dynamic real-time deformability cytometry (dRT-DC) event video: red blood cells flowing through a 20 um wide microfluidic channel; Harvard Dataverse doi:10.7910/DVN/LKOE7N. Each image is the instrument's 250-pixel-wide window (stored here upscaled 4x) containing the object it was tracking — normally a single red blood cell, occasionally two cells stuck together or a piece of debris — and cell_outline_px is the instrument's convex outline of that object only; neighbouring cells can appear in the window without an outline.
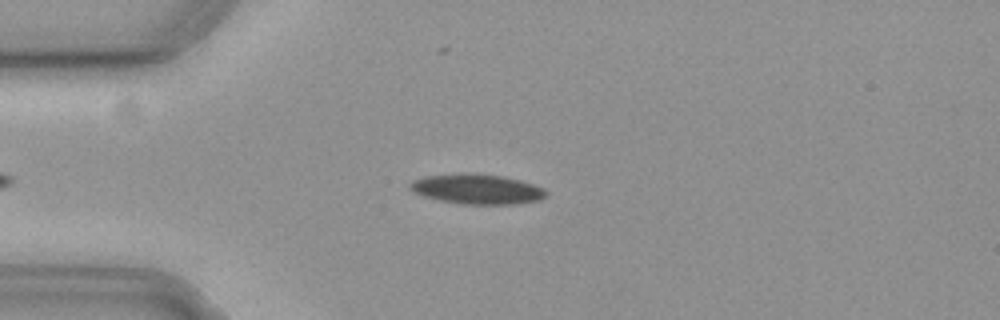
{"species": "common noctule bat (a hibernating species)", "species_latin": "Nyctalus noctula", "temperature_condition": "cold", "stored_images_in_passage": 46, "camera_frame_rate_fps": 3000, "um_per_image_px": 0.085, "animal": {"sex": "female", "body_mass_g": 19.3, "forearm_length_mm": 54.1}, "frame": {"image": 1, "passage_image": 8, "time_ms": 2.333, "image_size_px": [1000, 320], "cell_outline_px": [[548, 196], [540, 200], [516, 204], [464, 204], [440, 200], [424, 196], [412, 192], [408, 188], [408, 184], [412, 180], [424, 176], [500, 176], [520, 180], [544, 188], [548, 192]], "centroid_in_image_um": [40.59, 16.13], "position_along_channel_um": 44.4, "area_um2": 22.89}}
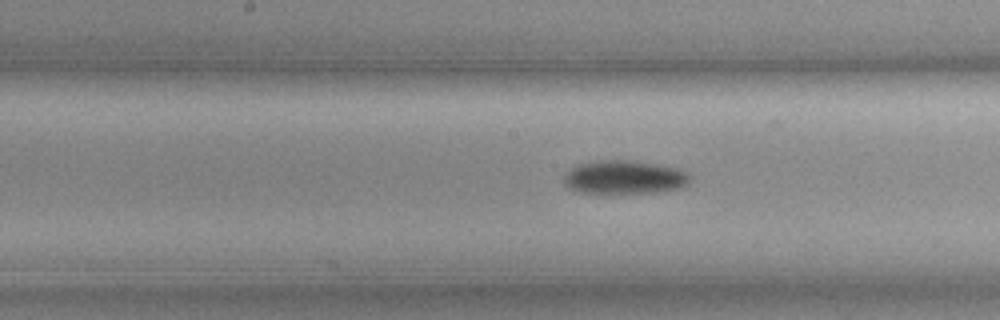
{"frame": {"image": 2, "passage_image": 22, "time_ms": 7.0, "image_size_px": [1000, 320], "cell_outline_px": [[692, 176], [688, 184], [680, 188], [660, 192], [600, 196], [580, 192], [568, 188], [564, 184], [564, 176], [576, 164], [600, 160], [632, 160], [656, 164], [676, 168], [688, 172]], "centroid_in_image_um": [53.06, 15.11], "position_along_channel_um": 195.1, "area_um2": 25.72}}
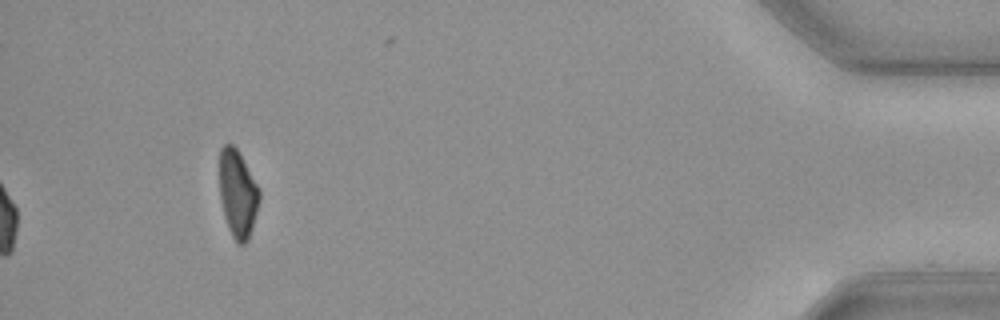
{"frame": {"image": 3, "passage_image": 46, "time_ms": 15.0, "image_size_px": [1000, 320], "cell_outline_px": [[260, 200], [252, 228], [248, 240], [244, 244], [236, 244], [228, 228], [224, 216], [220, 196], [220, 148], [228, 140], [236, 148], [260, 188]], "centroid_in_image_um": [20.21, 16.46], "position_along_channel_um": 415.0, "area_um2": 20.46}, "authors_computed_cell_mechanics": {"area_um2": 22.8599, "velocity_mm_per_s": 3.6554, "shape_relaxation_time_tau1_ms": 5.592, "shape_relaxation_time_tau2_ms": null, "deformation_change_tau1": 0.1261, "deformation_change_tau2": null}}